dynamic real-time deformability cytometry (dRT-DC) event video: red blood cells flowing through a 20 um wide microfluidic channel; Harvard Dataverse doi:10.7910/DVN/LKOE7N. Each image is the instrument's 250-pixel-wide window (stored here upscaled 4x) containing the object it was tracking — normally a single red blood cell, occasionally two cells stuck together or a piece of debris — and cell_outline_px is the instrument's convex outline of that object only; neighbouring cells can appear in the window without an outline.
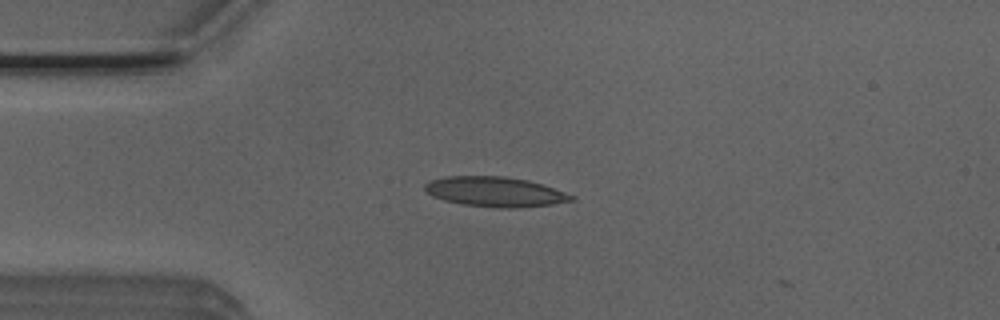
{"species": "Egyptian fruit bat (a non-hibernating species)", "species_latin": "Rousettus aegyptiacus", "temperature_condition": "room temperature", "stored_images_in_passage": 2, "camera_frame_rate_fps": 3000, "um_per_image_px": 0.085, "animal": {"sex": "male"}, "frame": {"image": 1, "passage_image": 1, "time_ms": 0.0, "image_size_px": [1000, 320], "cell_outline_px": [[576, 200], [552, 204], [516, 208], [496, 208], [460, 204], [444, 200], [432, 196], [424, 188], [424, 184], [432, 180], [448, 176], [504, 176], [528, 180], [576, 196]], "centroid_in_image_um": [42.08, 16.31], "position_along_channel_um": 42.9, "area_um2": 25.49}}